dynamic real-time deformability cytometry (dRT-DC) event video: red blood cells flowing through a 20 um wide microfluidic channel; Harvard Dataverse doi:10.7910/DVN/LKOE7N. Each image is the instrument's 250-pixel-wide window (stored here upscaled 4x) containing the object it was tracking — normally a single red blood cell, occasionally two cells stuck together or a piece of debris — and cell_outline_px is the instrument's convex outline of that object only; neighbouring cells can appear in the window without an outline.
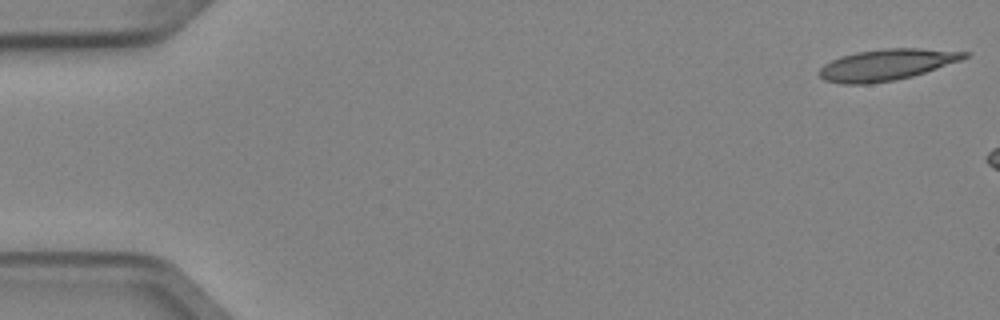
{"species": "Egyptian fruit bat (a non-hibernating species)", "species_latin": "Rousettus aegyptiacus", "temperature_condition": "cold", "stored_images_in_passage": 3, "camera_frame_rate_fps": 3000, "um_per_image_px": 0.085, "animal": {"sex": "female"}, "frame": {"image": 1, "passage_image": 1, "time_ms": 0.0, "image_size_px": [1000, 320], "cell_outline_px": [[972, 52], [968, 56], [960, 60], [912, 76], [896, 80], [868, 84], [840, 84], [824, 80], [816, 72], [824, 64], [840, 56], [856, 52], [884, 48], [920, 48]], "centroid_in_image_um": [75.32, 5.5], "position_along_channel_um": 9.7, "area_um2": 26.47}}